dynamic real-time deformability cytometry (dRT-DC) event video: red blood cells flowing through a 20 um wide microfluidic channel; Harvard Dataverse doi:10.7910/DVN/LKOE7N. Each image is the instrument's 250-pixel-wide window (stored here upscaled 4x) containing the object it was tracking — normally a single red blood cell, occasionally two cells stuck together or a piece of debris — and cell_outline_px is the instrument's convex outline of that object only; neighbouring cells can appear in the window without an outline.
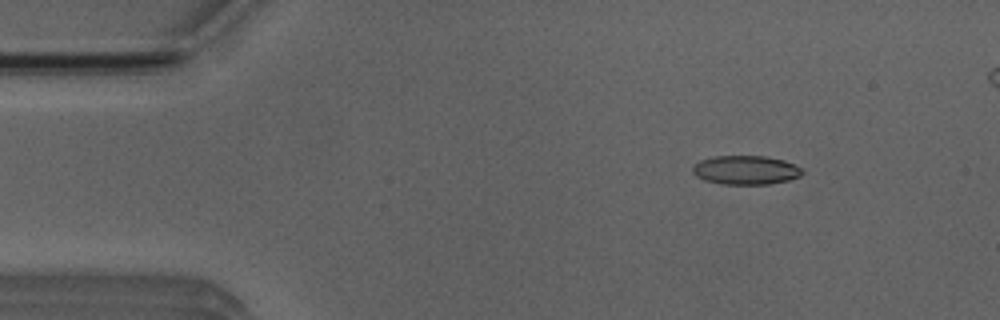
{"species": "Egyptian fruit bat (a non-hibernating species)", "species_latin": "Rousettus aegyptiacus", "temperature_condition": "room temperature", "stored_images_in_passage": 5, "camera_frame_rate_fps": 3000, "um_per_image_px": 0.085, "animal": {"sex": "male"}, "frame": {"image": 1, "passage_image": 2, "time_ms": 1.333, "image_size_px": [1000, 320], "cell_outline_px": [[804, 172], [800, 176], [788, 180], [768, 184], [724, 184], [704, 180], [696, 176], [692, 172], [692, 168], [700, 160], [716, 156], [764, 156], [784, 160], [800, 168]], "centroid_in_image_um": [63.37, 14.45], "position_along_channel_um": 21.6, "area_um2": 18.32}}